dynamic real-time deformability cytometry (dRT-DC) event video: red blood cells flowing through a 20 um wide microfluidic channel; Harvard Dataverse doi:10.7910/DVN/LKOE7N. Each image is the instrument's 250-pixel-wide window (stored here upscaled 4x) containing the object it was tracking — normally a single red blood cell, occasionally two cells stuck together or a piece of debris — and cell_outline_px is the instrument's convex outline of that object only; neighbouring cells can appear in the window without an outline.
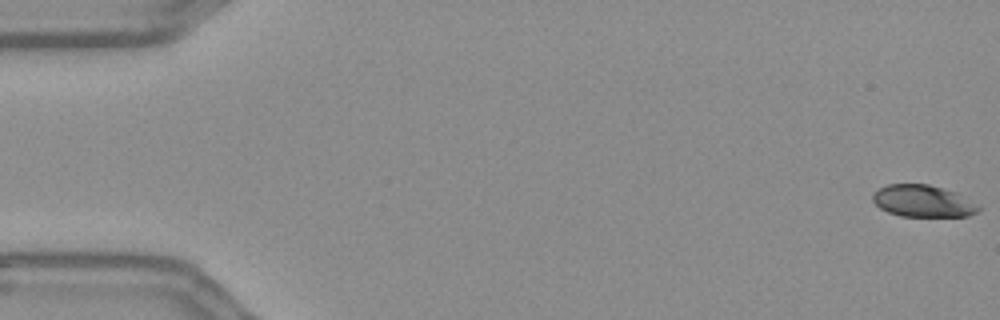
{"species": "Egyptian fruit bat (a non-hibernating species)", "species_latin": "Rousettus aegyptiacus", "temperature_condition": "warm", "stored_images_in_passage": 56, "camera_frame_rate_fps": 3000, "um_per_image_px": 0.085, "frame": {"image": 1, "passage_image": 1, "time_ms": 0.0, "image_size_px": [1000, 320], "cell_outline_px": [[980, 208], [976, 212], [968, 216], [900, 216], [888, 212], [880, 208], [872, 200], [872, 196], [880, 188], [888, 184], [928, 184], [944, 188], [956, 192], [980, 204]], "centroid_in_image_um": [78.48, 17.09], "position_along_channel_um": 6.5, "area_um2": 19.71}}
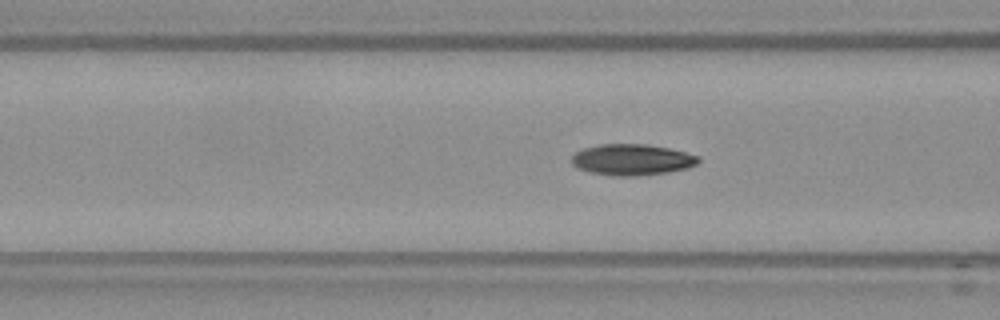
{"frame": {"image": 2, "passage_image": 22, "time_ms": 7.0, "image_size_px": [1000, 320], "cell_outline_px": [[700, 160], [696, 164], [688, 168], [668, 172], [636, 176], [612, 176], [588, 172], [576, 168], [572, 164], [572, 156], [576, 152], [584, 148], [600, 144], [644, 144], [668, 148], [700, 156]], "centroid_in_image_um": [53.7, 13.58], "position_along_channel_um": 112.9, "area_um2": 23.06}}
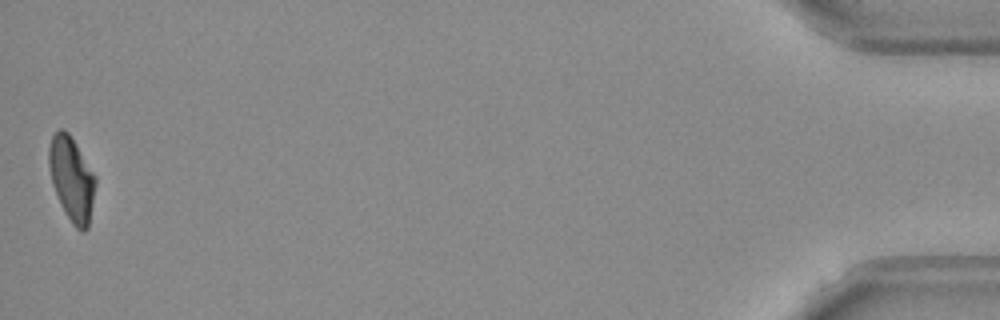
{"frame": {"image": 3, "passage_image": 56, "time_ms": 18.333, "image_size_px": [1000, 320], "cell_outline_px": [[96, 184], [88, 228], [84, 232], [80, 232], [72, 224], [64, 212], [60, 204], [52, 184], [48, 164], [48, 148], [52, 136], [60, 128], [64, 128], [68, 132], [96, 176]], "centroid_in_image_um": [6.08, 15.22], "position_along_channel_um": 429.1, "area_um2": 22.95}, "authors_computed_cell_mechanics": {"area_um2": 22.4264, "velocity_mm_per_s": 3.6417, "shape_relaxation_time_tau1_ms": 6.0531, "shape_relaxation_time_tau2_ms": 2.9327, "deformation_change_tau1": 0.1862, "deformation_change_tau2": 0.0569}}